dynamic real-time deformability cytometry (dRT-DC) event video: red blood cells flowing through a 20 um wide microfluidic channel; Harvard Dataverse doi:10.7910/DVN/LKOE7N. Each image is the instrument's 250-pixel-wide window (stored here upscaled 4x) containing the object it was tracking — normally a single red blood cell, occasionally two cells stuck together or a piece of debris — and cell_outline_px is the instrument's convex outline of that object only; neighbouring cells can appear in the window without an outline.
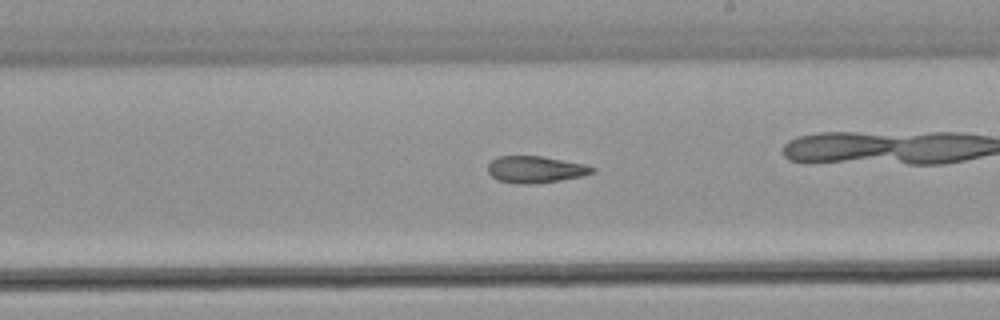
{"species": "common noctule bat (a hibernating species)", "species_latin": "Nyctalus noctula", "temperature_condition": "warm", "stored_images_in_passage": 55, "camera_frame_rate_fps": 3000, "um_per_image_px": 0.085, "animal": {"sex": "male", "body_mass_g": 21.5, "forearm_length_mm": 52.0}, "frame": {"image": 1, "passage_image": 32, "time_ms": 10.333, "image_size_px": [1000, 320], "cell_outline_px": [[596, 172], [584, 176], [560, 180], [532, 184], [516, 184], [496, 180], [488, 172], [488, 164], [492, 160], [500, 156], [540, 156], [588, 164], [596, 168]], "centroid_in_image_um": [45.56, 14.41], "position_along_channel_um": 243.4, "area_um2": 16.53}, "authors_computed_cell_mechanics": {"area_um2": 17.8602, "velocity_mm_per_s": 3.8831, "shape_relaxation_time_tau1_ms": null, "shape_relaxation_time_tau2_ms": 5.5794, "deformation_change_tau1": null, "deformation_change_tau2": 0.1313}}